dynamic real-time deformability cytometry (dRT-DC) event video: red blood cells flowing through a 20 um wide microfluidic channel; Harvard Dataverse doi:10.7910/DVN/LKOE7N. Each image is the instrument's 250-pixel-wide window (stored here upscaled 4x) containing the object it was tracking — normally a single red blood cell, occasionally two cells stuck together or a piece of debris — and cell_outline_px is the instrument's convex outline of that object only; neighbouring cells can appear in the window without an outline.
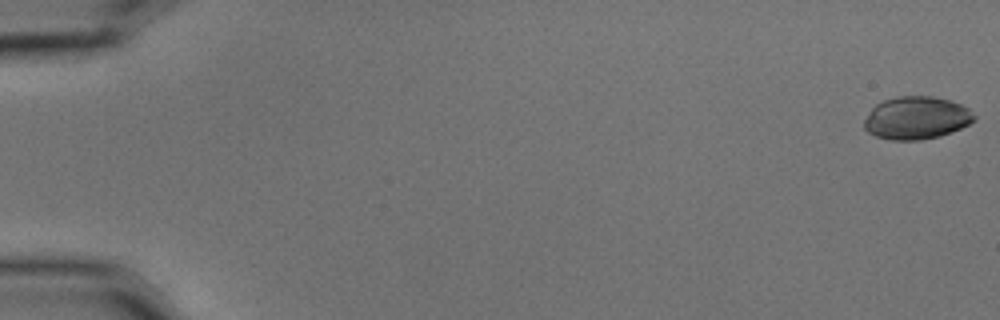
{"species": "common noctule bat (a hibernating species)", "species_latin": "Nyctalus noctula", "temperature_condition": "cold", "stored_images_in_passage": 12, "camera_frame_rate_fps": 3000, "um_per_image_px": 0.085, "animal": {"sex": "male", "body_mass_g": 15.6}, "frame": {"image": 1, "passage_image": 1, "time_ms": 0.0, "image_size_px": [1000, 320], "cell_outline_px": [[976, 116], [968, 124], [960, 128], [940, 136], [920, 140], [892, 140], [876, 136], [868, 132], [864, 128], [864, 120], [872, 108], [876, 104], [884, 100], [896, 96], [932, 96], [948, 100], [960, 104], [968, 108]], "centroid_in_image_um": [77.87, 10.02], "position_along_channel_um": 7.1, "area_um2": 27.22}}
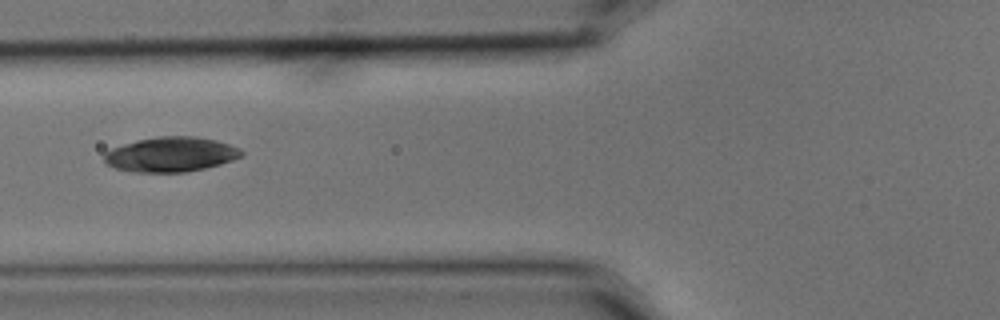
{"frame": {"image": 2, "passage_image": 6, "time_ms": 1.667, "image_size_px": [1000, 320], "cell_outline_px": [[244, 156], [220, 164], [204, 168], [184, 172], [132, 172], [116, 168], [108, 164], [104, 160], [104, 152], [112, 148], [136, 140], [156, 136], [196, 136], [216, 140], [240, 148], [244, 152]], "centroid_in_image_um": [14.53, 13.12], "position_along_channel_um": 111.3, "area_um2": 27.92}}
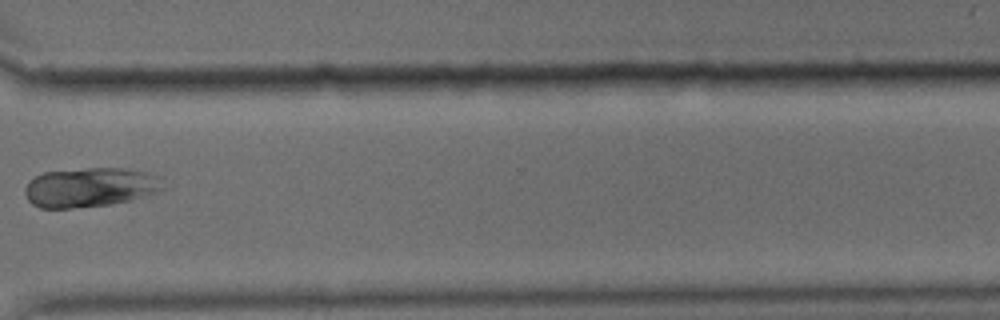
{"frame": {"image": 3, "passage_image": 12, "time_ms": 3.667, "image_size_px": [1000, 320], "cell_outline_px": [[168, 188], [128, 200], [108, 204], [72, 208], [40, 208], [32, 204], [28, 200], [24, 192], [24, 188], [28, 180], [44, 172], [88, 168], [124, 168], [144, 172], [160, 176]], "centroid_in_image_um": [7.64, 15.91], "position_along_channel_um": 363.0, "area_um2": 31.73}}